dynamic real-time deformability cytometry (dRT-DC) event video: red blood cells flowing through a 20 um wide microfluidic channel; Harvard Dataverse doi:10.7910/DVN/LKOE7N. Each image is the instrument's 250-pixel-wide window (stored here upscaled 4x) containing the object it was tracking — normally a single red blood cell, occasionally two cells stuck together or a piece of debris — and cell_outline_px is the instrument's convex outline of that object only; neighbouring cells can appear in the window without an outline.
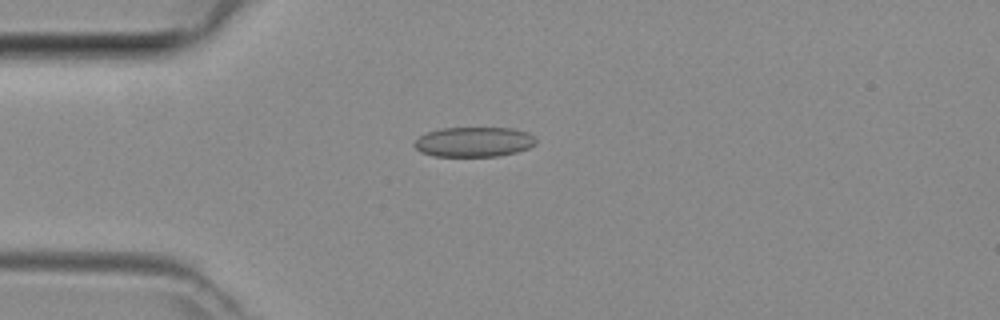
{"species": "common noctule bat (a hibernating species)", "species_latin": "Nyctalus noctula", "temperature_condition": "room temperature", "stored_images_in_passage": 45, "camera_frame_rate_fps": 3000, "um_per_image_px": 0.085, "animal": {"sex": "female", "body_mass_g": 29.2, "forearm_length_mm": 56.3}, "frame": {"image": 1, "passage_image": 11, "time_ms": 3.333, "image_size_px": [1000, 320], "cell_outline_px": [[536, 144], [528, 148], [516, 152], [500, 156], [432, 156], [420, 152], [412, 144], [420, 136], [428, 132], [440, 128], [512, 128], [528, 132], [536, 140]], "centroid_in_image_um": [40.27, 12.06], "position_along_channel_um": 44.7, "area_um2": 21.21}}
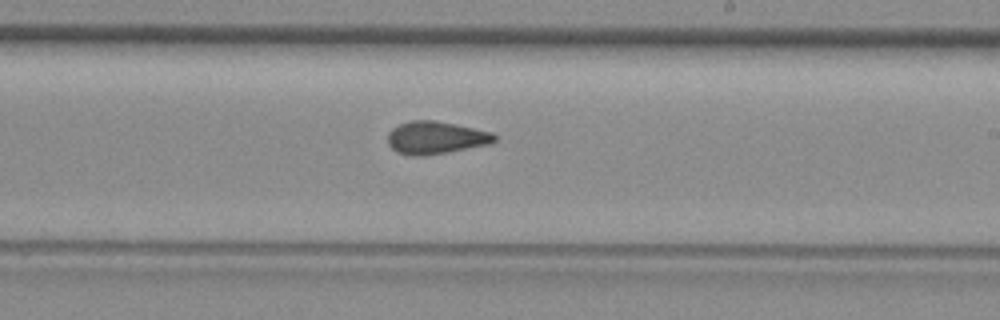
{"frame": {"image": 2, "passage_image": 26, "time_ms": 8.333, "image_size_px": [1000, 320], "cell_outline_px": [[496, 140], [488, 144], [448, 152], [424, 156], [412, 156], [396, 152], [388, 144], [388, 132], [392, 128], [400, 124], [412, 120], [436, 120], [456, 124], [492, 132], [496, 136]], "centroid_in_image_um": [37.01, 11.7], "position_along_channel_um": 252.0, "area_um2": 20.35}}
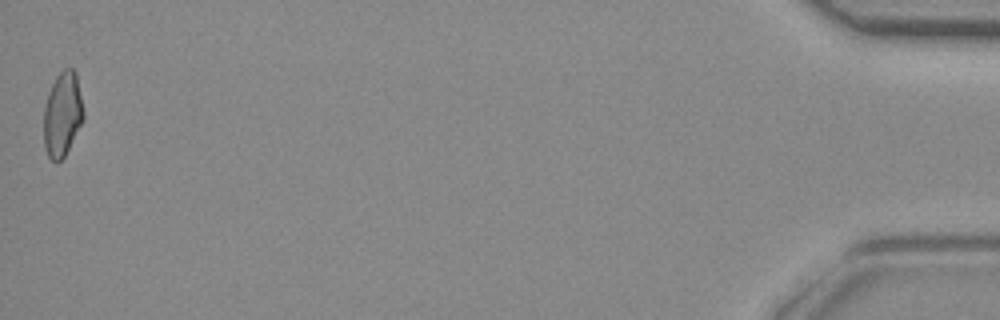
{"frame": {"image": 3, "passage_image": 45, "time_ms": 14.667, "image_size_px": [1000, 320], "cell_outline_px": [[84, 120], [64, 156], [56, 164], [48, 156], [44, 148], [44, 108], [48, 92], [56, 76], [64, 68], [72, 68], [76, 72], [84, 112]], "centroid_in_image_um": [5.31, 9.71], "position_along_channel_um": 429.9, "area_um2": 19.65}}